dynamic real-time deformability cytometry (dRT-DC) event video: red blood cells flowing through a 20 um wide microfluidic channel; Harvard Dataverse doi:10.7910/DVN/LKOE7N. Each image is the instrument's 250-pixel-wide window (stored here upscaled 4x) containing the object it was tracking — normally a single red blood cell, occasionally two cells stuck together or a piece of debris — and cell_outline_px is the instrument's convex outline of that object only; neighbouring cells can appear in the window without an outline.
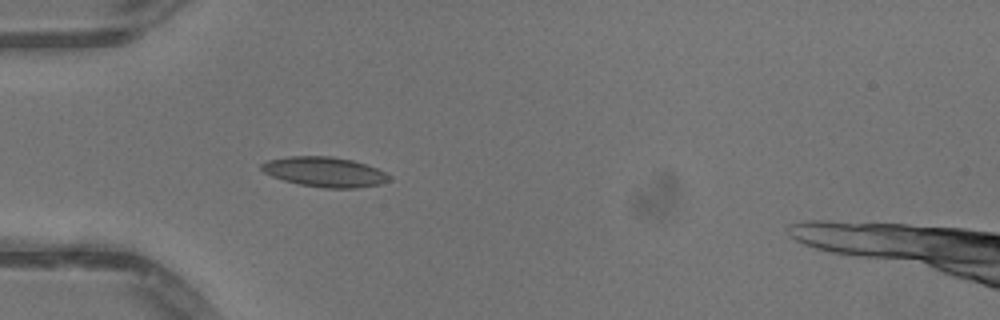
{"species": "common noctule bat (a hibernating species)", "species_latin": "Nyctalus noctula", "temperature_condition": "warm", "stored_images_in_passage": 36, "camera_frame_rate_fps": 3000, "um_per_image_px": 0.085, "animal": {"sex": "male", "body_mass_g": 13.3}, "frame": {"image": 1, "passage_image": 1, "time_ms": 0.0, "image_size_px": [1000, 320], "cell_outline_px": [[392, 180], [380, 184], [356, 188], [324, 188], [300, 184], [284, 180], [272, 176], [264, 172], [260, 168], [260, 164], [268, 160], [288, 156], [332, 156], [352, 160], [376, 168], [392, 176]], "centroid_in_image_um": [27.6, 14.61], "position_along_channel_um": 57.4, "area_um2": 22.25}}
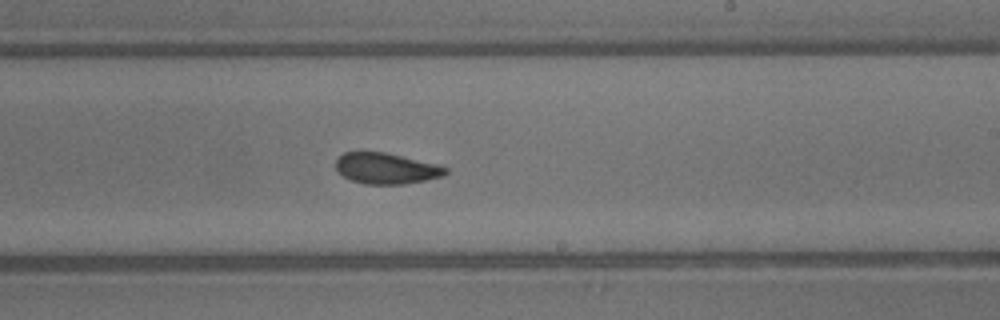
{"frame": {"image": 2, "passage_image": 16, "time_ms": 5.0, "image_size_px": [1000, 320], "cell_outline_px": [[448, 172], [444, 176], [404, 184], [364, 184], [352, 180], [344, 176], [336, 168], [336, 160], [344, 152], [384, 152], [436, 164], [448, 168]], "centroid_in_image_um": [32.84, 14.32], "position_along_channel_um": 256.2, "area_um2": 19.54}}
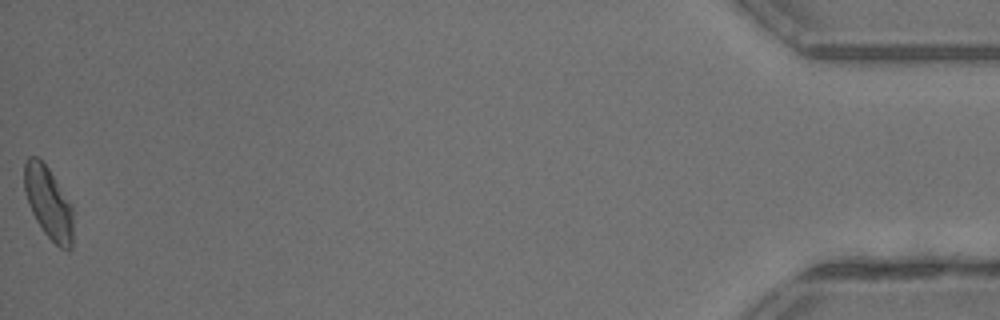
{"frame": {"image": 3, "passage_image": 36, "time_ms": 11.667, "image_size_px": [1000, 320], "cell_outline_px": [[72, 248], [68, 252], [60, 248], [44, 232], [36, 220], [28, 204], [24, 188], [24, 164], [28, 156], [36, 156], [48, 168], [72, 204]], "centroid_in_image_um": [4.12, 17.24], "position_along_channel_um": 431.1, "area_um2": 20.46}, "authors_computed_cell_mechanics": {"area_um2": 20.4034, "velocity_mm_per_s": 4.1086, "shape_relaxation_time_tau1_ms": 6.1013, "shape_relaxation_time_tau2_ms": 1.347, "deformation_change_tau1": 0.1333, "deformation_change_tau2": 0.0768}}